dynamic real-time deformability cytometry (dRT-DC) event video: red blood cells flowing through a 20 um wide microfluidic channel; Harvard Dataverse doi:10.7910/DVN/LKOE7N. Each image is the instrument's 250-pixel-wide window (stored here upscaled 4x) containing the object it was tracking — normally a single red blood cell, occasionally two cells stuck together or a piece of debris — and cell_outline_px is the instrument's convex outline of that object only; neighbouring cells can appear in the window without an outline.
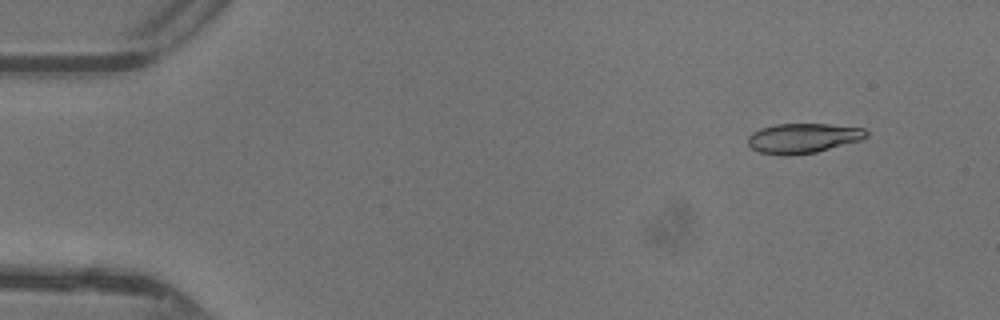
{"species": "common noctule bat (a hibernating species)", "species_latin": "Nyctalus noctula", "temperature_condition": "warm", "stored_images_in_passage": 47, "segment_of_instrument_passage": [1, 2], "camera_frame_rate_fps": 3000, "um_per_image_px": 0.085, "animal": {"sex": "female"}, "frame": {"image": 1, "passage_image": 3, "time_ms": 0.667, "image_size_px": [1000, 320], "cell_outline_px": [[868, 136], [860, 140], [816, 152], [788, 156], [780, 156], [760, 152], [752, 148], [748, 144], [748, 136], [752, 132], [760, 128], [776, 124], [828, 124], [864, 128], [868, 132]], "centroid_in_image_um": [68.23, 11.75], "position_along_channel_um": 16.8, "area_um2": 20.63}}
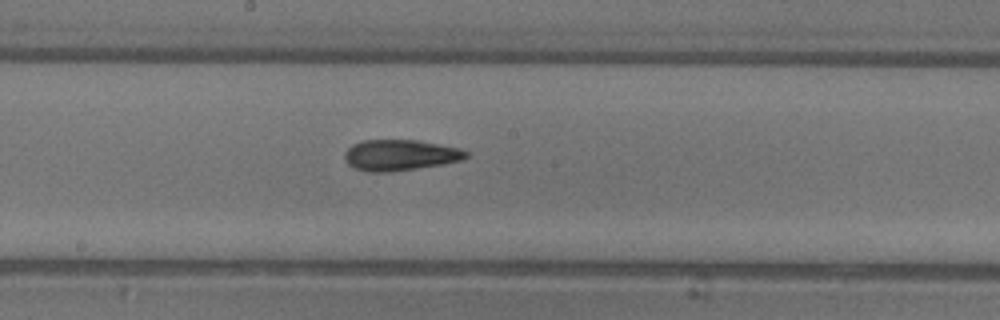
{"frame": {"image": 2, "passage_image": 24, "time_ms": 7.667, "image_size_px": [1000, 320], "cell_outline_px": [[468, 156], [464, 160], [444, 164], [392, 172], [368, 172], [356, 168], [348, 164], [344, 160], [344, 152], [352, 144], [364, 140], [416, 140], [460, 148], [468, 152]], "centroid_in_image_um": [34.01, 13.19], "position_along_channel_um": 214.2, "area_um2": 22.02}}
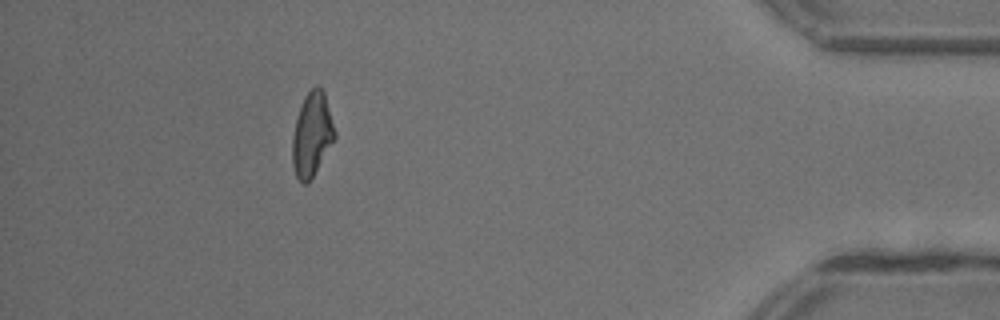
{"frame": {"image": 3, "passage_image": 41, "time_ms": 13.333, "image_size_px": [1000, 320], "cell_outline_px": [[336, 136], [308, 184], [304, 184], [296, 176], [292, 164], [292, 140], [296, 120], [304, 96], [316, 84], [324, 92], [336, 132]], "centroid_in_image_um": [26.51, 11.43], "position_along_channel_um": 408.7, "area_um2": 20.4}}